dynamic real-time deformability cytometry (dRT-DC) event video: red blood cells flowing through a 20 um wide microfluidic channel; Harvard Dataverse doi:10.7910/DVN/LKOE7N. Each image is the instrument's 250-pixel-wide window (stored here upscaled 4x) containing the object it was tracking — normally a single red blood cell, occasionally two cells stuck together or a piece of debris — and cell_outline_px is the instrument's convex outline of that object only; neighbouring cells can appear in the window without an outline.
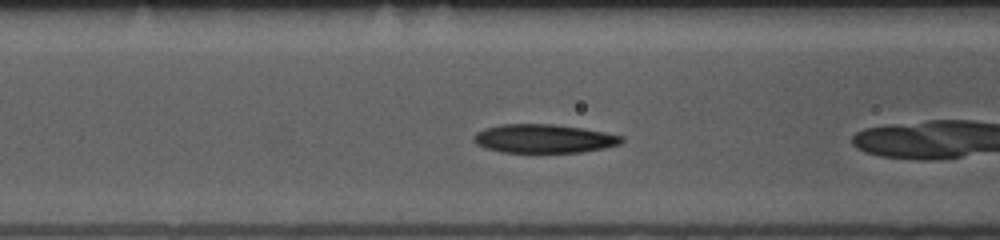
{"species": "common noctule bat (a hibernating species)", "species_latin": "Nyctalus noctula", "temperature_condition": "room temperature", "stored_images_in_passage": 31, "camera_frame_rate_fps": 3000, "um_per_image_px": 0.085, "animal": {"sex": "female", "body_mass_g": 10.0, "forearm_length_mm": 53.1}, "frame": {"image": 1, "passage_image": 5, "time_ms": 1.333, "image_size_px": [1000, 240], "cell_outline_px": [[624, 140], [620, 144], [604, 148], [580, 152], [500, 152], [476, 144], [472, 140], [472, 136], [476, 132], [484, 128], [500, 124], [552, 124], [580, 128], [604, 132], [624, 136]], "centroid_in_image_um": [46.2, 11.78], "position_along_channel_um": 120.4, "area_um2": 24.68}}
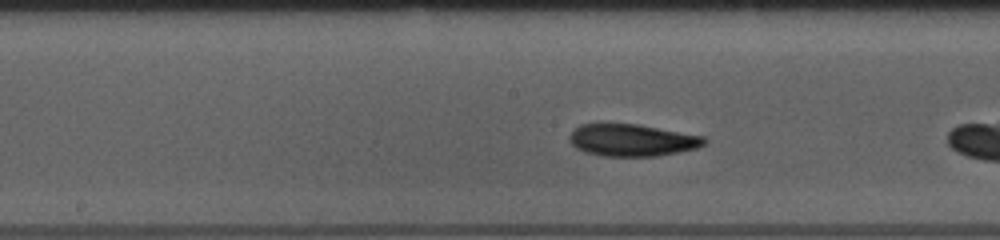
{"frame": {"image": 2, "passage_image": 11, "time_ms": 3.333, "image_size_px": [1000, 240], "cell_outline_px": [[708, 140], [704, 144], [696, 148], [656, 156], [604, 156], [584, 152], [576, 148], [568, 140], [568, 136], [580, 124], [640, 124], [704, 136]], "centroid_in_image_um": [53.72, 11.91], "position_along_channel_um": 194.5, "area_um2": 25.2}}
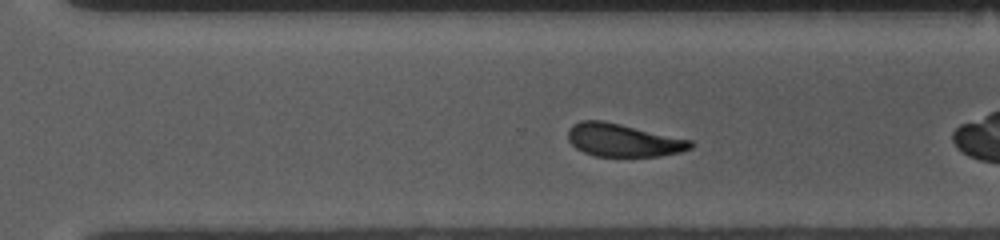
{"frame": {"image": 3, "passage_image": 21, "time_ms": 6.667, "image_size_px": [1000, 240], "cell_outline_px": [[692, 148], [680, 152], [660, 156], [596, 156], [584, 152], [576, 148], [568, 140], [568, 128], [572, 124], [580, 120], [604, 120], [692, 140]], "centroid_in_image_um": [52.95, 11.9], "position_along_channel_um": 317.7, "area_um2": 23.58}, "authors_computed_cell_mechanics": {"area_um2": 24.854, "velocity_mm_per_s": 3.7006, "shape_relaxation_time_tau1_ms": 2.5902, "shape_relaxation_time_tau2_ms": 2.9355, "deformation_change_tau1": 0.1074, "deformation_change_tau2": 0.0855}}